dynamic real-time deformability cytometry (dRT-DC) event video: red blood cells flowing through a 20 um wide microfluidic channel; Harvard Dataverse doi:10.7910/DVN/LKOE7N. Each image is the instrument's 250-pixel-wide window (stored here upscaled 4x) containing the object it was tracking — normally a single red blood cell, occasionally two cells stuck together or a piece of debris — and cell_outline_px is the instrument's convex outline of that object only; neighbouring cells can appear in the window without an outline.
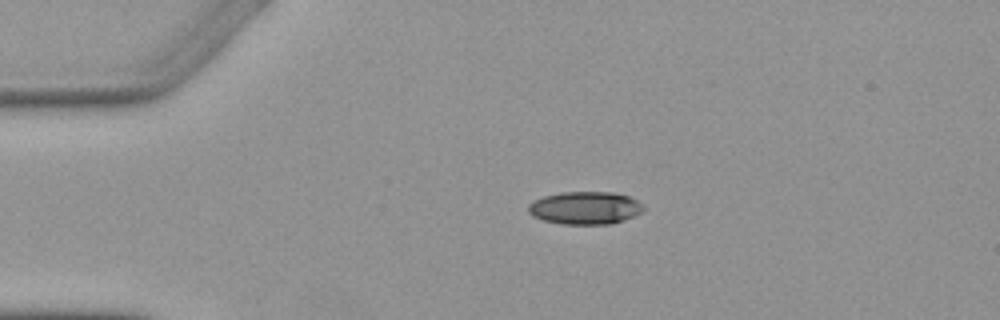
{"species": "Egyptian fruit bat (a non-hibernating species)", "species_latin": "Rousettus aegyptiacus", "temperature_condition": "warm", "stored_images_in_passage": 2, "camera_frame_rate_fps": 3000, "um_per_image_px": 0.085, "animal": {"sex": "female"}, "frame": {"image": 1, "passage_image": 2, "time_ms": 1.0, "image_size_px": [1000, 320], "cell_outline_px": [[644, 208], [640, 212], [624, 220], [612, 224], [564, 224], [544, 220], [532, 216], [528, 212], [528, 204], [544, 196], [560, 192], [612, 192], [628, 196], [636, 200]], "centroid_in_image_um": [49.7, 17.67], "position_along_channel_um": 35.3, "area_um2": 21.79}}